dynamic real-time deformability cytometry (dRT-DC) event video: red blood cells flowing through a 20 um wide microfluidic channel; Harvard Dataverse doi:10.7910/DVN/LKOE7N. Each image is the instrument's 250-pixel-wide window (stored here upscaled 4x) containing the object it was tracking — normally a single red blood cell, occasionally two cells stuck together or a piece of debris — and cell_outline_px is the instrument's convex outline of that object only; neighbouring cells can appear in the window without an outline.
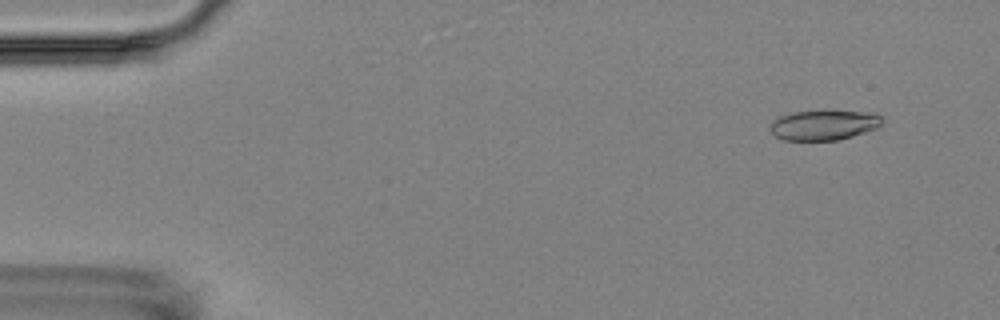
{"species": "Egyptian fruit bat (a non-hibernating species)", "species_latin": "Rousettus aegyptiacus", "temperature_condition": "room temperature", "stored_images_in_passage": 5, "camera_frame_rate_fps": 3000, "um_per_image_px": 0.085, "animal": {"sex": "female"}, "frame": {"image": 1, "passage_image": 1, "time_ms": 0.0, "image_size_px": [1000, 320], "cell_outline_px": [[880, 124], [876, 128], [852, 136], [836, 140], [784, 140], [776, 136], [768, 128], [772, 120], [780, 116], [792, 112], [832, 108], [860, 112], [880, 116]], "centroid_in_image_um": [69.94, 10.59], "position_along_channel_um": 15.1, "area_um2": 19.88}}
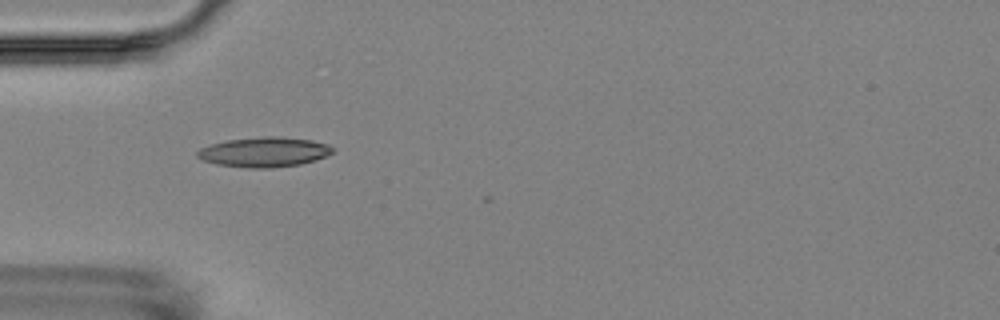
{"frame": {"image": 2, "passage_image": 4, "time_ms": 4.333, "image_size_px": [1000, 320], "cell_outline_px": [[332, 152], [316, 160], [300, 164], [272, 168], [248, 168], [216, 164], [204, 160], [196, 156], [196, 152], [200, 148], [212, 144], [228, 140], [264, 136], [280, 136], [312, 140], [328, 144], [332, 148]], "centroid_in_image_um": [22.45, 12.92], "position_along_channel_um": 62.6, "area_um2": 23.47}}